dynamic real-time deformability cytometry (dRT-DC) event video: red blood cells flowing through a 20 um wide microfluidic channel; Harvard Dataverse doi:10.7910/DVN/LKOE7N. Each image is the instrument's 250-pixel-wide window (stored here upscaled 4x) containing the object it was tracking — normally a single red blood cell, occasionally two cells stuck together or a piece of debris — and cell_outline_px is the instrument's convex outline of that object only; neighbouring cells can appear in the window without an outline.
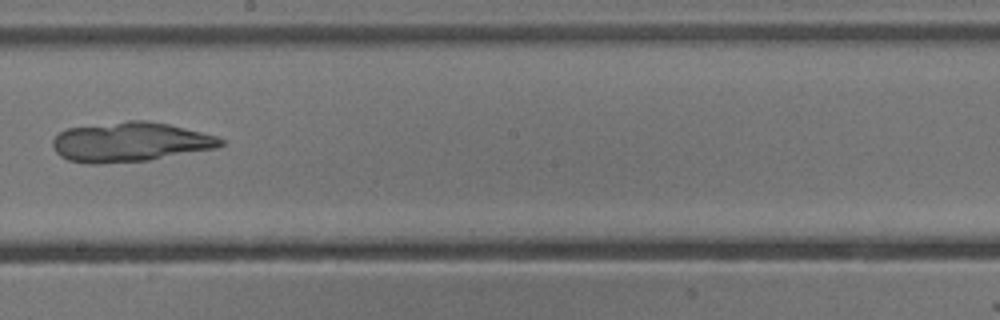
{"species": "common noctule bat (a hibernating species)", "species_latin": "Nyctalus noctula", "temperature_condition": "cold", "stored_images_in_passage": 9, "camera_frame_rate_fps": 3000, "um_per_image_px": 0.085, "animal": {"sex": "male", "body_mass_g": 13.3}, "frame": {"image": 1, "passage_image": 8, "time_ms": 2.333, "image_size_px": [1000, 320], "cell_outline_px": [[224, 144], [216, 148], [148, 160], [100, 164], [88, 164], [68, 160], [60, 156], [56, 152], [52, 144], [52, 140], [60, 132], [68, 128], [128, 120], [148, 120], [168, 124], [216, 136], [224, 140]], "centroid_in_image_um": [11.04, 12.07], "position_along_channel_um": 237.2, "area_um2": 38.61}}
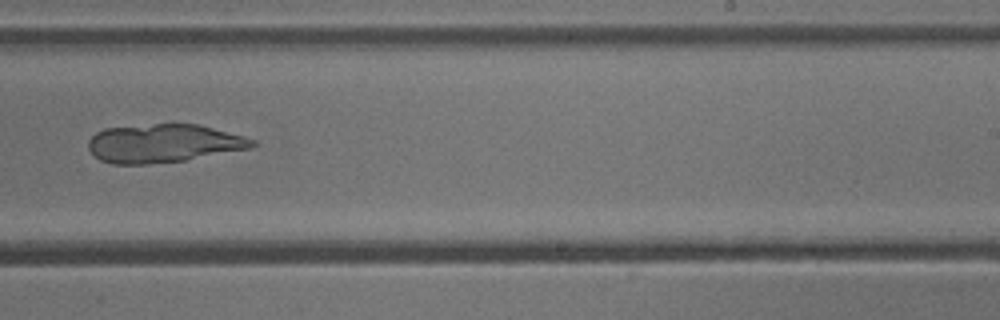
{"frame": {"image": 2, "passage_image": 9, "time_ms": 2.667, "image_size_px": [1000, 320], "cell_outline_px": [[256, 144], [252, 148], [184, 160], [148, 164], [112, 164], [100, 160], [88, 148], [88, 140], [96, 132], [104, 128], [156, 124], [196, 124], [244, 136], [256, 140]], "centroid_in_image_um": [13.89, 12.19], "position_along_channel_um": 275.1, "area_um2": 36.47}}